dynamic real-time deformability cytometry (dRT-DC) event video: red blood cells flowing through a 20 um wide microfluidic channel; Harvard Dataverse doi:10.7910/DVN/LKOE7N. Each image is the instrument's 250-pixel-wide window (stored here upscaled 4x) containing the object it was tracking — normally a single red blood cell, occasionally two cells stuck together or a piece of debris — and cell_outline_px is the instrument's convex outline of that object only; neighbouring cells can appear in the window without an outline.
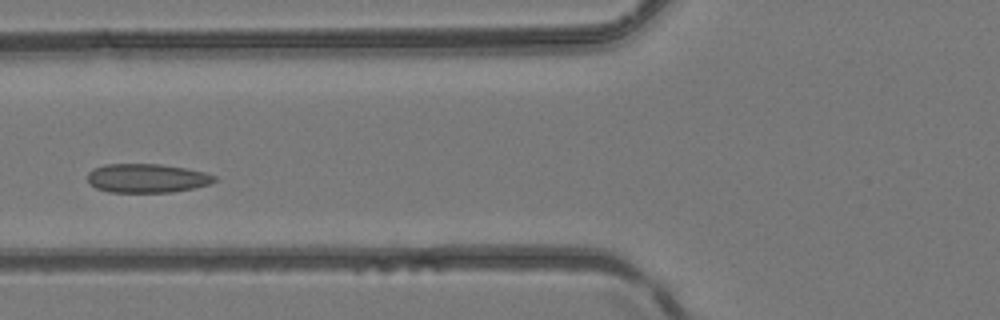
{"species": "common noctule bat (a hibernating species)", "species_latin": "Nyctalus noctula", "temperature_condition": "room temperature", "stored_images_in_passage": 3, "camera_frame_rate_fps": 3000, "um_per_image_px": 0.085, "animal": {"sex": "female", "body_mass_g": 24.6, "forearm_length_mm": 56.2}, "frame": {"image": 1, "passage_image": 3, "time_ms": 0.667, "image_size_px": [1000, 320], "cell_outline_px": [[216, 180], [208, 184], [192, 188], [172, 192], [108, 192], [96, 188], [88, 180], [88, 172], [104, 164], [160, 164], [184, 168], [204, 172], [216, 176]], "centroid_in_image_um": [12.48, 15.15], "position_along_channel_um": 113.3, "area_um2": 21.15}}